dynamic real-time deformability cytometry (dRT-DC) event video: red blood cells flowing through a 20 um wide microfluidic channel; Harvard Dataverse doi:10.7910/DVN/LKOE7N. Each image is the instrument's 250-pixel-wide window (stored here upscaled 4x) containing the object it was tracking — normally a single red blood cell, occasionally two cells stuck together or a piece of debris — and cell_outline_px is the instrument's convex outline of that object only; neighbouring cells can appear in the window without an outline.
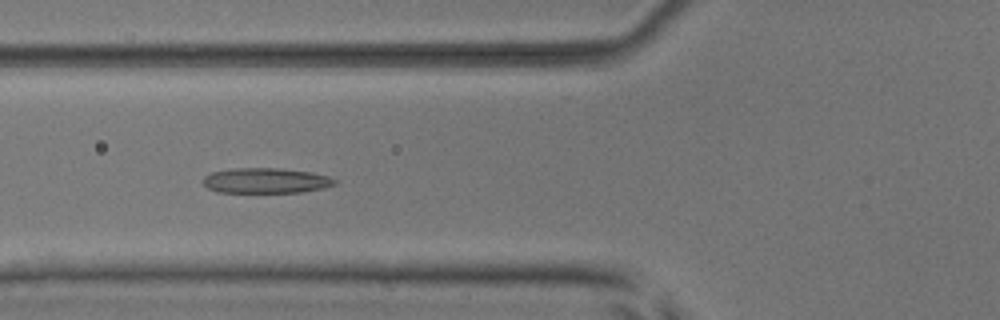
{"species": "common noctule bat (a hibernating species)", "species_latin": "Nyctalus noctula", "temperature_condition": "room temperature", "stored_images_in_passage": 30, "camera_frame_rate_fps": 3000, "um_per_image_px": 0.085, "animal": {"sex": "male", "body_mass_g": 17.9, "forearm_length_mm": 54.2}, "frame": {"image": 1, "passage_image": 19, "time_ms": 6.0, "image_size_px": [1000, 320], "cell_outline_px": [[336, 184], [324, 188], [300, 192], [216, 192], [208, 188], [204, 184], [204, 176], [212, 172], [236, 168], [280, 168], [312, 172], [328, 176], [336, 180]], "centroid_in_image_um": [22.61, 15.35], "position_along_channel_um": 103.2, "area_um2": 19.31}}
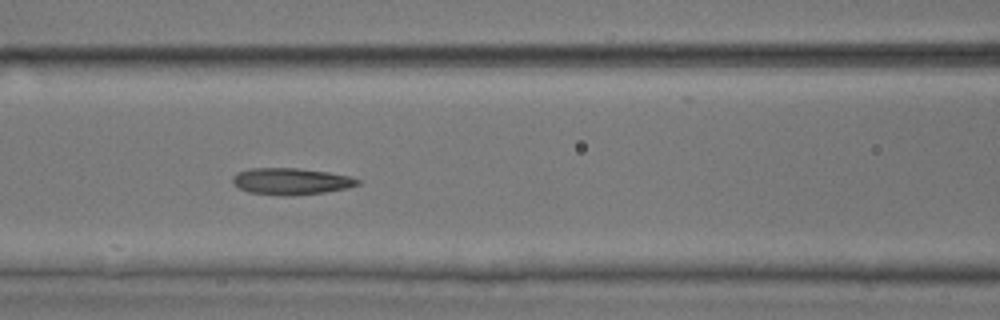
{"frame": {"image": 2, "passage_image": 22, "time_ms": 7.0, "image_size_px": [1000, 320], "cell_outline_px": [[360, 184], [348, 188], [324, 192], [248, 192], [240, 188], [232, 180], [232, 176], [236, 172], [252, 168], [296, 168], [328, 172], [348, 176], [360, 180]], "centroid_in_image_um": [24.76, 15.34], "position_along_channel_um": 141.8, "area_um2": 18.15}}